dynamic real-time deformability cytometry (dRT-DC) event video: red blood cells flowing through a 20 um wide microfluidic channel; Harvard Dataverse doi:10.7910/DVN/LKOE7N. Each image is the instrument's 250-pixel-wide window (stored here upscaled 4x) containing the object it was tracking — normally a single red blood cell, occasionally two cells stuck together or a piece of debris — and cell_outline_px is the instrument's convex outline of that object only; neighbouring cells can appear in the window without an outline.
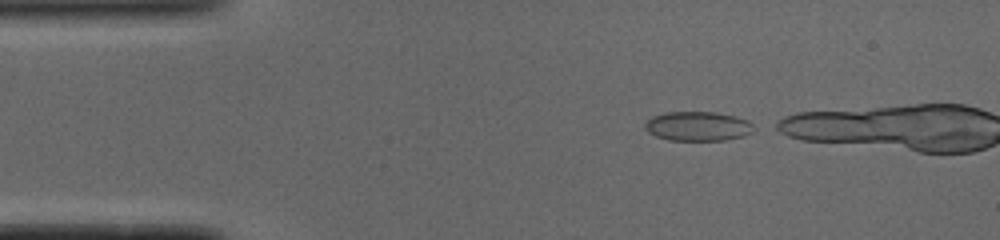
{"species": "common noctule bat (a hibernating species)", "species_latin": "Nyctalus noctula", "temperature_condition": "cold", "stored_images_in_passage": 11, "camera_frame_rate_fps": 3000, "um_per_image_px": 0.085, "animal": {"sex": "male", "body_mass_g": 19.0, "forearm_length_mm": 50.8}, "frame": {"image": 1, "passage_image": 1, "time_ms": 0.0, "image_size_px": [1000, 240], "cell_outline_px": [[760, 128], [744, 136], [724, 140], [668, 140], [656, 136], [648, 132], [644, 128], [644, 124], [652, 116], [664, 112], [712, 112], [736, 116], [748, 120]], "centroid_in_image_um": [59.36, 10.73], "position_along_channel_um": 25.6, "area_um2": 18.9}}
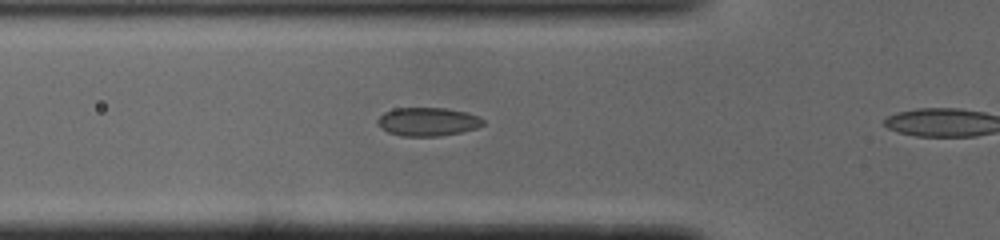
{"frame": {"image": 2, "passage_image": 10, "time_ms": 3.0, "image_size_px": [1000, 240], "cell_outline_px": [[484, 124], [476, 128], [460, 132], [440, 136], [400, 136], [388, 132], [380, 128], [376, 120], [384, 112], [396, 108], [444, 108], [468, 112], [480, 116], [484, 120]], "centroid_in_image_um": [36.36, 10.34], "position_along_channel_um": 89.4, "area_um2": 17.63}}